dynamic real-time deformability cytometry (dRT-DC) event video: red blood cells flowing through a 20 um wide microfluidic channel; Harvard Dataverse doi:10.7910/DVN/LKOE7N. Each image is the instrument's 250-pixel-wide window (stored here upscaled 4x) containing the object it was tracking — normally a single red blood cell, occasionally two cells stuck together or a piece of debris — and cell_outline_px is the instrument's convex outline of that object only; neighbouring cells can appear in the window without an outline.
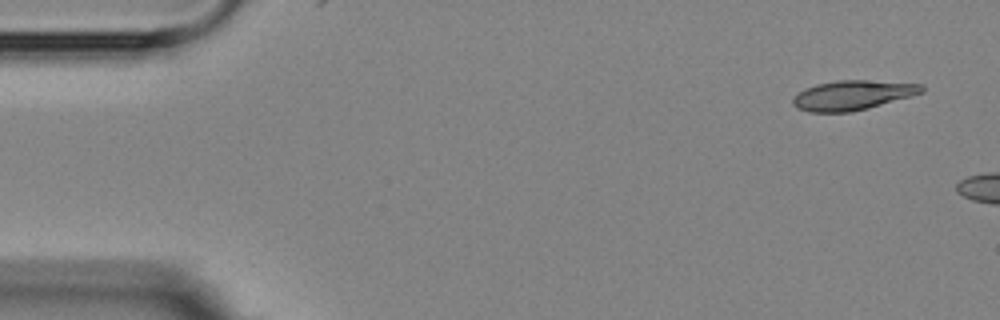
{"species": "Egyptian fruit bat (a non-hibernating species)", "species_latin": "Rousettus aegyptiacus", "temperature_condition": "room temperature", "stored_images_in_passage": 2, "camera_frame_rate_fps": 3000, "um_per_image_px": 0.085, "animal": {"sex": "female"}, "frame": {"image": 1, "passage_image": 1, "time_ms": 0.0, "image_size_px": [1000, 320], "cell_outline_px": [[924, 92], [868, 108], [852, 112], [808, 112], [796, 108], [792, 104], [792, 100], [804, 88], [816, 84], [836, 80], [868, 80], [920, 84], [924, 88]], "centroid_in_image_um": [72.43, 8.09], "position_along_channel_um": 12.6, "area_um2": 22.14}}